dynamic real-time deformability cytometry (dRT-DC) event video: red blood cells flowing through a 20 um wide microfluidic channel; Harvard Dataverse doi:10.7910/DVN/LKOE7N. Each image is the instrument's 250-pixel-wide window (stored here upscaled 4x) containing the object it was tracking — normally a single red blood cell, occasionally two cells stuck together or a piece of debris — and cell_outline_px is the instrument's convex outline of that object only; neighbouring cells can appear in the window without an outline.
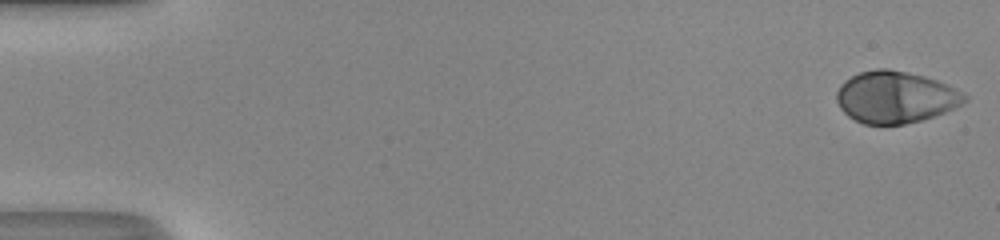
{"species": "human", "species_latin": "Homo sapiens", "temperature_condition": "room temperature", "stored_images_in_passage": 50, "camera_frame_rate_fps": 3000, "um_per_image_px": 0.085, "donor": {"sex": "male"}, "frame": {"image": 1, "passage_image": 1, "time_ms": 0.0, "image_size_px": [1000, 240], "cell_outline_px": [[968, 100], [944, 112], [920, 120], [904, 124], [864, 124], [848, 116], [840, 108], [836, 100], [836, 92], [840, 84], [844, 80], [860, 72], [876, 68], [888, 68], [908, 72], [924, 76], [936, 80], [968, 96]], "centroid_in_image_um": [76.05, 8.24], "position_along_channel_um": 8.9, "area_um2": 38.32}}
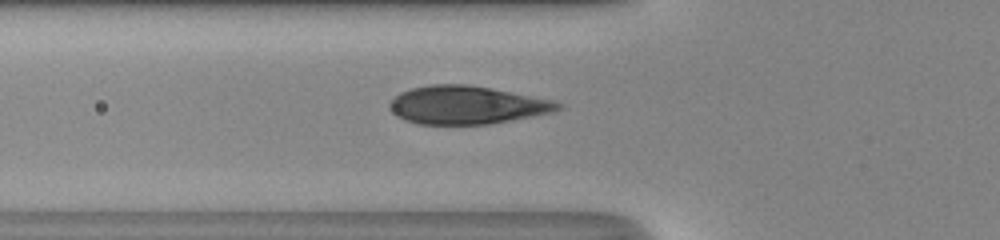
{"frame": {"image": 2, "passage_image": 19, "time_ms": 6.0, "image_size_px": [1000, 240], "cell_outline_px": [[564, 104], [560, 108], [552, 112], [532, 116], [488, 124], [416, 124], [404, 120], [396, 116], [388, 108], [388, 104], [400, 92], [412, 88], [432, 84], [468, 84], [552, 100]], "centroid_in_image_um": [39.62, 8.93], "position_along_channel_um": 86.2, "area_um2": 37.17}}
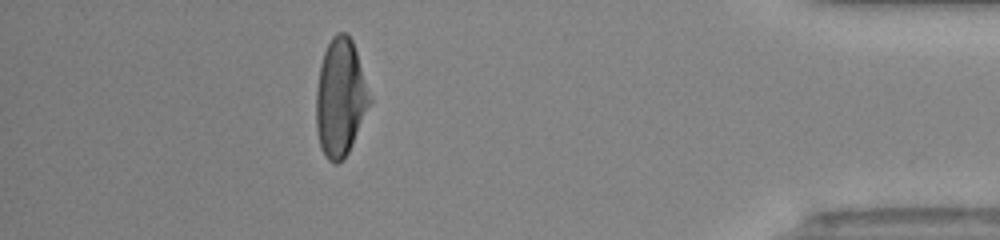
{"frame": {"image": 3, "passage_image": 45, "time_ms": 14.667, "image_size_px": [1000, 240], "cell_outline_px": [[372, 100], [352, 144], [348, 152], [336, 164], [332, 164], [324, 156], [320, 148], [316, 128], [316, 92], [320, 64], [324, 52], [332, 36], [336, 32], [344, 32], [352, 40]], "centroid_in_image_um": [28.91, 8.32], "position_along_channel_um": 406.3, "area_um2": 36.47}, "authors_computed_cell_mechanics": {"area_um2": 37.8012, "velocity_mm_per_s": 4.2162, "shape_relaxation_time_tau1_ms": 3.8677, "shape_relaxation_time_tau2_ms": null, "deformation_change_tau1": 0.2284, "deformation_change_tau2": null}}